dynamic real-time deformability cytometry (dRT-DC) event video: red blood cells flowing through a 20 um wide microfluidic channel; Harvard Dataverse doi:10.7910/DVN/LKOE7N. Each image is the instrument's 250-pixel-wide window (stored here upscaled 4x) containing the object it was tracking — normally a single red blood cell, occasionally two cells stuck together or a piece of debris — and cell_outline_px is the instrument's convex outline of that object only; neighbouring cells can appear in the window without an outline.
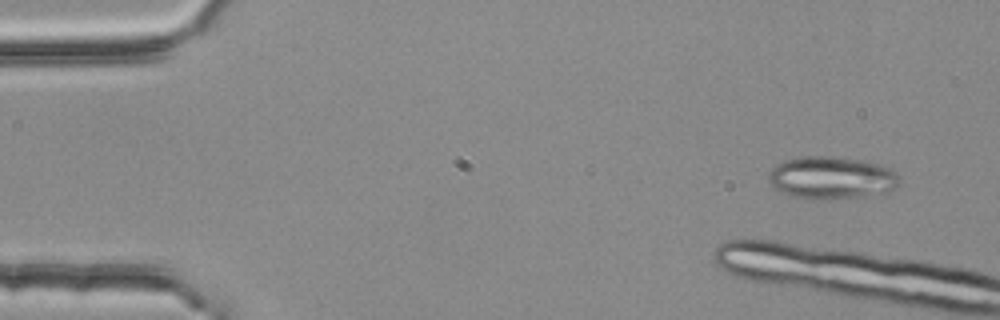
{"species": "common noctule bat (a hibernating species)", "species_latin": "Nyctalus noctula", "temperature_condition": "room temperature", "stored_images_in_passage": 5, "camera_frame_rate_fps": 3000, "um_per_image_px": 0.085, "animal": {"sex": "female", "body_mass_g": 25.1}, "frame": {"image": 1, "passage_image": 1, "time_ms": 0.0, "image_size_px": [1000, 320], "cell_outline_px": [[900, 184], [896, 188], [884, 192], [856, 196], [820, 200], [792, 196], [776, 188], [768, 180], [768, 176], [772, 168], [776, 164], [792, 156], [832, 156], [860, 160], [880, 164], [896, 172], [900, 176]], "centroid_in_image_um": [70.67, 15.08], "position_along_channel_um": 14.3, "area_um2": 32.31}}